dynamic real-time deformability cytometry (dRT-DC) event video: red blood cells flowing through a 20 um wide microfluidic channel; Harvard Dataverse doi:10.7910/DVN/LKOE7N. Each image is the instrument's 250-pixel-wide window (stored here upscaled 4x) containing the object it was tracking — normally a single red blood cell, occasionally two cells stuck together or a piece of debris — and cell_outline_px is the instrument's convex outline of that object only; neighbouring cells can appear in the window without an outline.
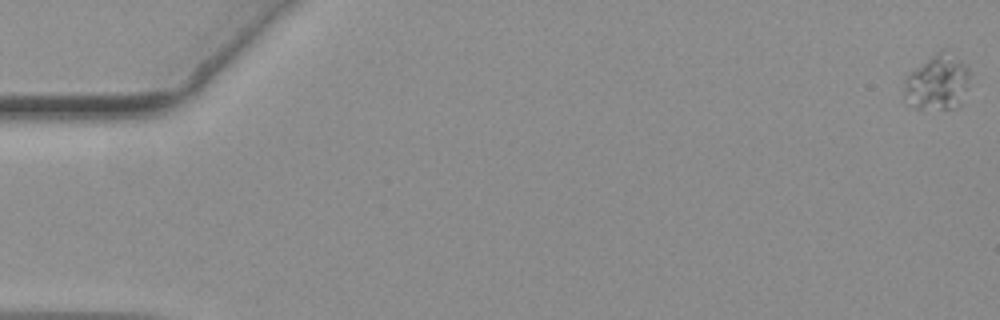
{"species": "common noctule bat (a hibernating species)", "species_latin": "Nyctalus noctula", "temperature_condition": "warm", "stored_images_in_passage": 59, "camera_frame_rate_fps": 3000, "um_per_image_px": 0.085, "animal": {"sex": "female", "body_mass_g": 19.3, "forearm_length_mm": 54.1}, "frame": {"image": 1, "passage_image": 1, "time_ms": 0.0, "image_size_px": [1000, 320], "cell_outline_px": [[968, 88], [960, 108], [912, 108], [904, 104], [900, 96], [904, 76], [908, 72], [936, 52], [944, 48], [948, 48], [968, 64]], "centroid_in_image_um": [79.62, 6.99], "position_along_channel_um": 5.4, "area_um2": 22.6}}
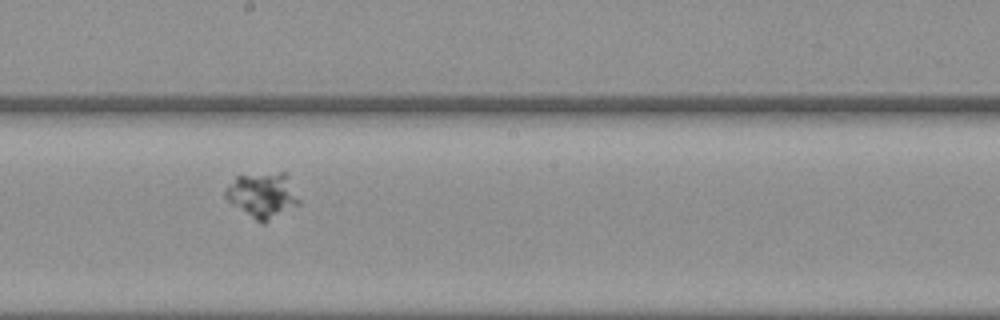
{"frame": {"image": 2, "passage_image": 34, "time_ms": 11.0, "image_size_px": [1000, 320], "cell_outline_px": [[300, 204], [264, 224], [260, 224], [232, 204], [224, 196], [224, 192], [236, 176], [280, 172], [284, 172], [300, 200]], "centroid_in_image_um": [22.32, 16.63], "position_along_channel_um": 225.9, "area_um2": 19.25}}
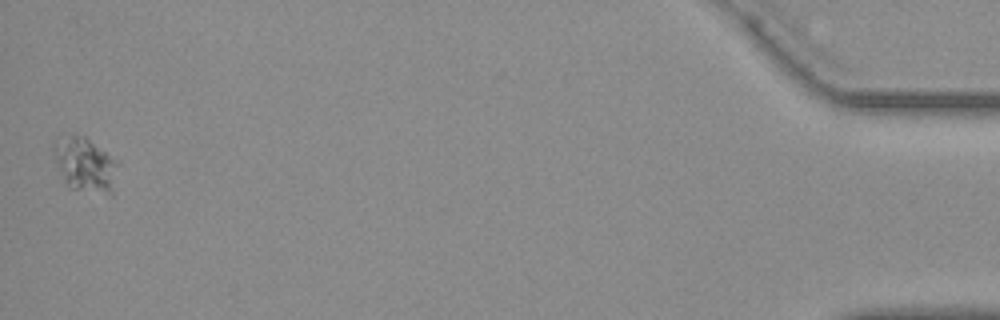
{"frame": {"image": 3, "passage_image": 59, "time_ms": 19.333, "image_size_px": [1000, 320], "cell_outline_px": [[120, 164], [112, 196], [68, 188], [56, 160], [52, 148], [52, 140], [56, 136], [84, 136], [120, 160]], "centroid_in_image_um": [7.29, 14.0], "position_along_channel_um": 427.9, "area_um2": 20.98}}